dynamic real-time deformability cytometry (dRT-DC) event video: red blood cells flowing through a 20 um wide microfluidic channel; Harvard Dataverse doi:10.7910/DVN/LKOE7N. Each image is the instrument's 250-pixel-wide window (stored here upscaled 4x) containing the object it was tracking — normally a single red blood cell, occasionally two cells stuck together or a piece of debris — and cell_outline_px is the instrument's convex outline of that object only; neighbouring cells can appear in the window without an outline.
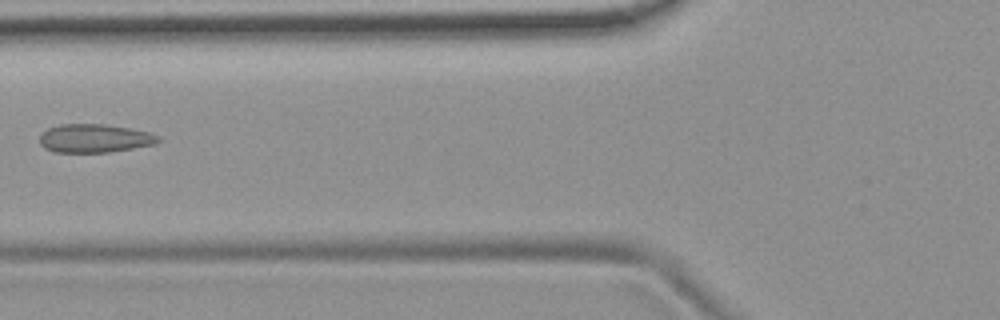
{"species": "common noctule bat (a hibernating species)", "species_latin": "Nyctalus noctula", "temperature_condition": "room temperature", "stored_images_in_passage": 7, "camera_frame_rate_fps": 3000, "um_per_image_px": 0.085, "animal": {"sex": "female", "body_mass_g": 19.9}, "frame": {"image": 1, "passage_image": 6, "time_ms": 6.667, "image_size_px": [1000, 320], "cell_outline_px": [[164, 140], [156, 144], [108, 152], [56, 152], [44, 148], [40, 144], [40, 132], [48, 128], [60, 124], [104, 124], [132, 128], [148, 132], [160, 136]], "centroid_in_image_um": [8.06, 11.75], "position_along_channel_um": 117.7, "area_um2": 19.88}}
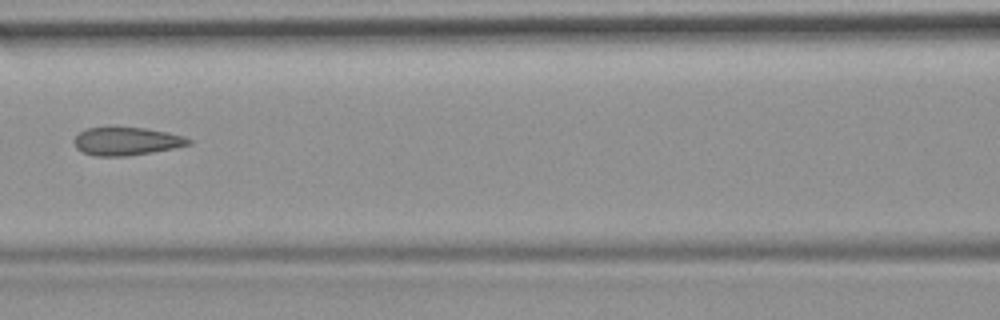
{"frame": {"image": 2, "passage_image": 7, "time_ms": 7.667, "image_size_px": [1000, 320], "cell_outline_px": [[192, 144], [152, 152], [128, 156], [96, 156], [84, 152], [76, 148], [72, 140], [80, 132], [88, 128], [116, 124], [144, 128], [168, 132], [184, 136], [192, 140]], "centroid_in_image_um": [10.73, 11.96], "position_along_channel_um": 155.9, "area_um2": 19.36}}